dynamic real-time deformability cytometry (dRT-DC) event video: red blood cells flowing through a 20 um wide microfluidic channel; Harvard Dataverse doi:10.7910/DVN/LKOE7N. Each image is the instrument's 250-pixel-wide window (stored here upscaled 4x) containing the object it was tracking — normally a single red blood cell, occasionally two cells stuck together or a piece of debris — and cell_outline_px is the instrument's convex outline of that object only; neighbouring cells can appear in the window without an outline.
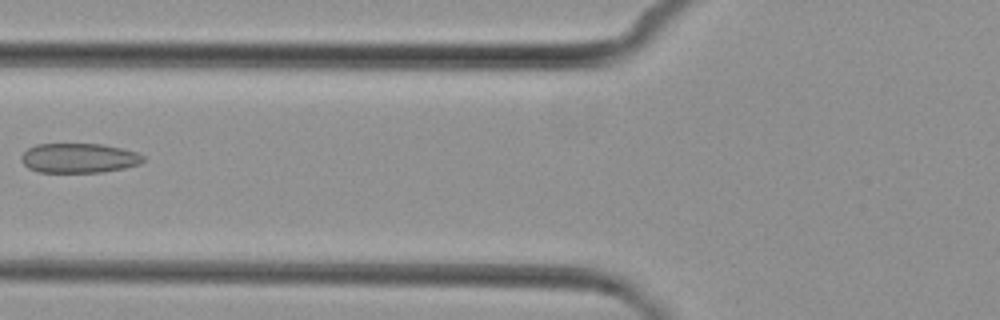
{"species": "common noctule bat (a hibernating species)", "species_latin": "Nyctalus noctula", "temperature_condition": "cold", "stored_images_in_passage": 6, "camera_frame_rate_fps": 3000, "um_per_image_px": 0.085, "animal": {"sex": "female", "body_mass_g": 29.2, "forearm_length_mm": 56.3}, "frame": {"image": 1, "passage_image": 5, "time_ms": 6.667, "image_size_px": [1000, 320], "cell_outline_px": [[144, 160], [140, 164], [124, 168], [100, 172], [36, 172], [28, 168], [24, 164], [20, 156], [28, 148], [36, 144], [100, 144], [120, 148], [136, 152], [144, 156]], "centroid_in_image_um": [6.69, 13.44], "position_along_channel_um": 119.1, "area_um2": 20.98}}
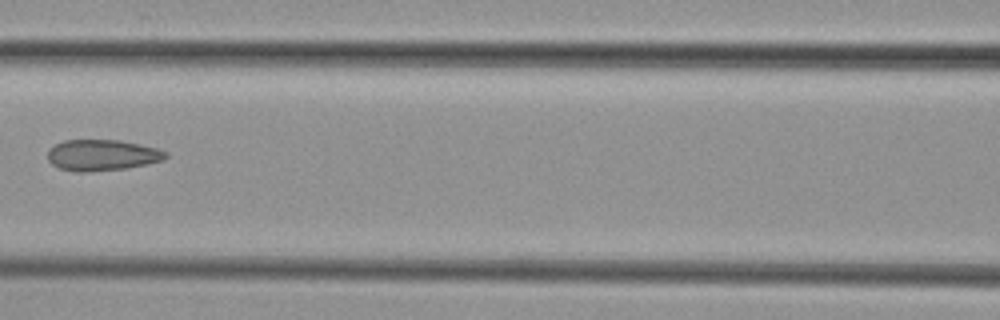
{"frame": {"image": 2, "passage_image": 6, "time_ms": 7.667, "image_size_px": [1000, 320], "cell_outline_px": [[168, 156], [160, 160], [148, 164], [124, 168], [84, 172], [76, 172], [60, 168], [52, 164], [48, 160], [48, 148], [64, 140], [120, 140], [140, 144], [156, 148], [168, 152]], "centroid_in_image_um": [8.66, 13.18], "position_along_channel_um": 157.9, "area_um2": 21.27}}